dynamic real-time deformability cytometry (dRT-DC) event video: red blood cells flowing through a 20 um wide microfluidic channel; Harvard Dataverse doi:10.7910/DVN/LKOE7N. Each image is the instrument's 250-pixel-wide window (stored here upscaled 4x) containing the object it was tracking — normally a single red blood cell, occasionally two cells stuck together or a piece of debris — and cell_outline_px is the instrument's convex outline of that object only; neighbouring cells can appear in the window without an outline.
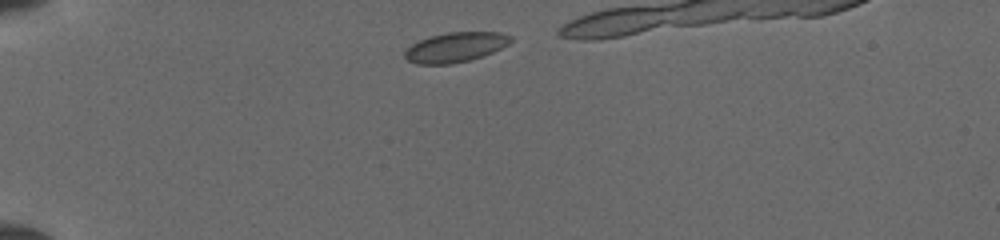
{"species": "common noctule bat (a hibernating species)", "species_latin": "Nyctalus noctula", "temperature_condition": "cold", "stored_images_in_passage": 10, "camera_frame_rate_fps": 3000, "um_per_image_px": 0.085, "animal": {"sex": "female", "body_mass_g": 19.5, "forearm_length_mm": 54.1}, "frame": {"image": 1, "passage_image": 4, "time_ms": 0.667, "image_size_px": [1000, 240], "cell_outline_px": [[512, 40], [508, 44], [484, 56], [468, 60], [448, 64], [416, 64], [408, 60], [404, 56], [404, 52], [412, 44], [420, 40], [432, 36], [448, 32], [500, 32], [512, 36]], "centroid_in_image_um": [38.72, 4.01], "position_along_channel_um": 46.3, "area_um2": 18.21}}